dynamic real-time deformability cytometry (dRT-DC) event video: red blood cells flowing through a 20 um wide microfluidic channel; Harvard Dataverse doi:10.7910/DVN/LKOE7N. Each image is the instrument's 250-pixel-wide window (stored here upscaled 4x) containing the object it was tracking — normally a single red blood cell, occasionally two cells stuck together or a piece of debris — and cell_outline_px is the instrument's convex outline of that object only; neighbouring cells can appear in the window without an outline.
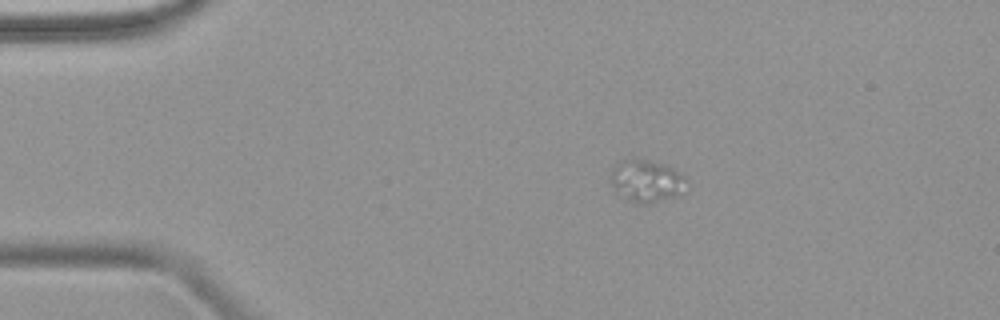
{"species": "common noctule bat (a hibernating species)", "species_latin": "Nyctalus noctula", "temperature_condition": "warm", "stored_images_in_passage": 2, "camera_frame_rate_fps": 3000, "um_per_image_px": 0.085, "animal": {"sex": "female", "body_mass_g": 18.4}, "frame": {"image": 1, "passage_image": 1, "time_ms": 0.0, "image_size_px": [1000, 320], "cell_outline_px": [[684, 180], [676, 196], [652, 204], [636, 204], [628, 200], [616, 192], [612, 188], [608, 180], [612, 168], [616, 160], [636, 156], [664, 164], [672, 168], [684, 176]], "centroid_in_image_um": [54.79, 15.34], "position_along_channel_um": 30.2, "area_um2": 19.13}}